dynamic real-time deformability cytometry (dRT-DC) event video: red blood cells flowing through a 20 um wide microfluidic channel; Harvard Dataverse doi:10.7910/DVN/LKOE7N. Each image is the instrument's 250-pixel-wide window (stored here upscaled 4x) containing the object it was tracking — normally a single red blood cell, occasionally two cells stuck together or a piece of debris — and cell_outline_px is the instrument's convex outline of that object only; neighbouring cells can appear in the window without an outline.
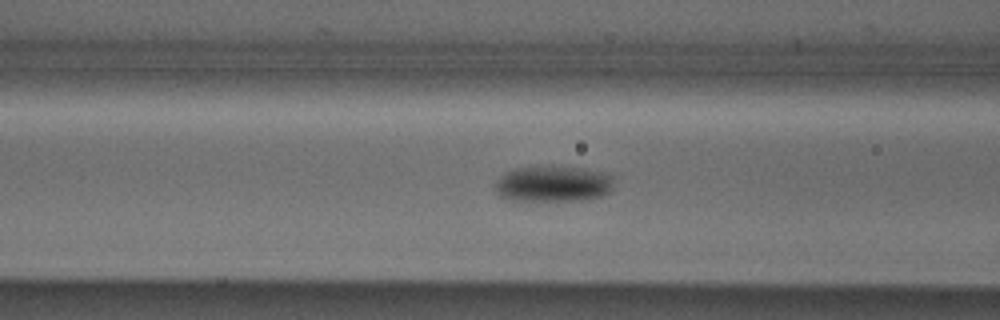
{"species": "Egyptian fruit bat (a non-hibernating species)", "species_latin": "Rousettus aegyptiacus", "temperature_condition": "cold", "stored_images_in_passage": 53, "camera_frame_rate_fps": 3000, "um_per_image_px": 0.085, "animal": {"sex": "male"}, "frame": {"image": 1, "passage_image": 20, "time_ms": 6.333, "image_size_px": [1000, 320], "cell_outline_px": [[612, 188], [608, 192], [600, 196], [580, 200], [512, 200], [500, 196], [496, 192], [496, 184], [500, 176], [516, 168], [580, 168], [600, 172], [612, 176]], "centroid_in_image_um": [47.01, 15.65], "position_along_channel_um": 119.6, "area_um2": 23.93}}
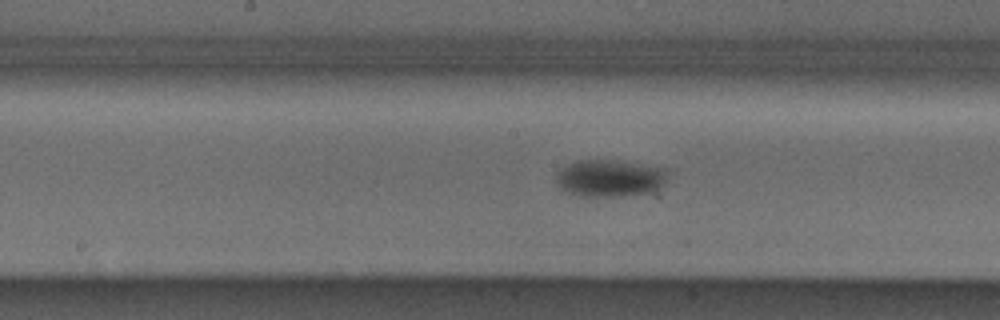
{"frame": {"image": 2, "passage_image": 26, "time_ms": 8.333, "image_size_px": [1000, 320], "cell_outline_px": [[664, 184], [652, 192], [620, 196], [580, 196], [568, 192], [556, 184], [556, 172], [560, 168], [576, 160], [604, 160], [664, 168]], "centroid_in_image_um": [51.74, 15.16], "position_along_channel_um": 196.5, "area_um2": 23.58}}
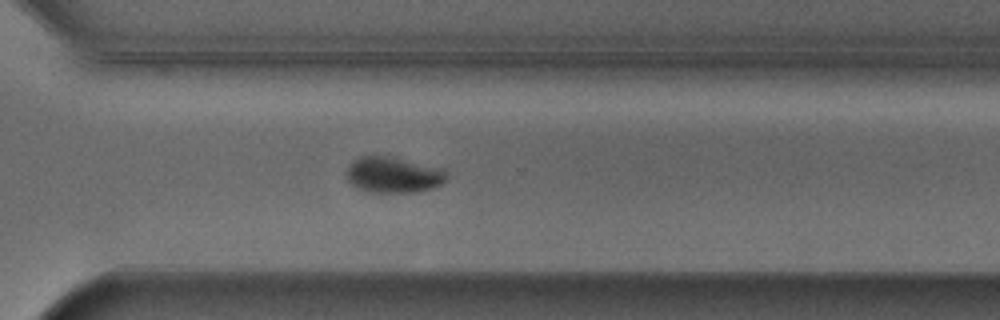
{"frame": {"image": 3, "passage_image": 37, "time_ms": 12.0, "image_size_px": [1000, 320], "cell_outline_px": [[448, 180], [432, 188], [416, 192], [368, 192], [352, 184], [348, 180], [348, 168], [360, 156], [384, 156], [400, 160], [444, 172], [448, 176]], "centroid_in_image_um": [33.38, 14.91], "position_along_channel_um": 337.2, "area_um2": 19.65}, "authors_computed_cell_mechanics": {"area_um2": 21.8484, "velocity_mm_per_s": 3.8499, "shape_relaxation_time_tau1_ms": 1.7818, "shape_relaxation_time_tau2_ms": null, "deformation_change_tau1": 0.0792, "deformation_change_tau2": null}}